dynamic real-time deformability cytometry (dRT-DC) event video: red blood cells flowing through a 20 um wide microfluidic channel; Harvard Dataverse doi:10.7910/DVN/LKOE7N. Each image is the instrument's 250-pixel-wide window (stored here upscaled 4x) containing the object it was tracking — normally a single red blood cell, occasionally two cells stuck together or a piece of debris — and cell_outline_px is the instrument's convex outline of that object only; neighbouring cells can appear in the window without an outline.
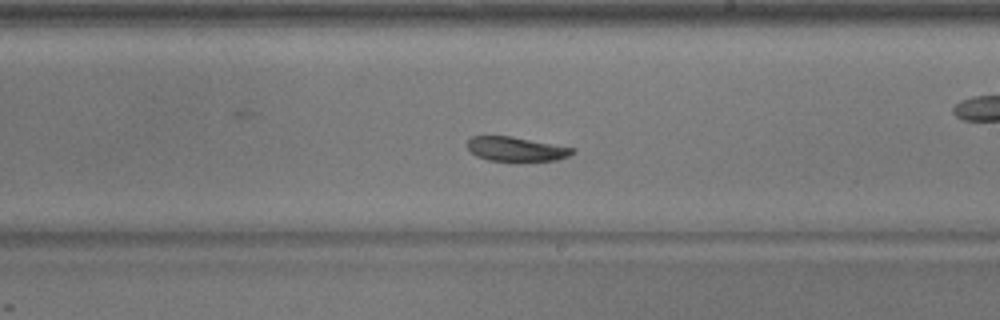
{"species": "common noctule bat (a hibernating species)", "species_latin": "Nyctalus noctula", "temperature_condition": "warm", "stored_images_in_passage": 53, "camera_frame_rate_fps": 3000, "um_per_image_px": 0.085, "animal": {"sex": "male", "body_mass_g": 17.9}, "frame": {"image": 1, "passage_image": 31, "time_ms": 10.0, "image_size_px": [1000, 320], "cell_outline_px": [[576, 152], [568, 156], [556, 160], [516, 164], [488, 160], [476, 156], [468, 148], [468, 140], [472, 136], [512, 136], [576, 148]], "centroid_in_image_um": [43.92, 12.72], "position_along_channel_um": 245.1, "area_um2": 15.72}}